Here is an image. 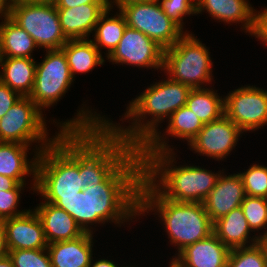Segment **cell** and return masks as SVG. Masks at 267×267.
Wrapping results in <instances>:
<instances>
[{
    "label": "cell",
    "instance_id": "6da1fadb",
    "mask_svg": "<svg viewBox=\"0 0 267 267\" xmlns=\"http://www.w3.org/2000/svg\"><path fill=\"white\" fill-rule=\"evenodd\" d=\"M82 105L72 119L53 123L60 128L56 140L82 165L85 188L101 183L135 148L107 122L108 117Z\"/></svg>",
    "mask_w": 267,
    "mask_h": 267
},
{
    "label": "cell",
    "instance_id": "7a4b0ae2",
    "mask_svg": "<svg viewBox=\"0 0 267 267\" xmlns=\"http://www.w3.org/2000/svg\"><path fill=\"white\" fill-rule=\"evenodd\" d=\"M190 90L189 86L173 81L167 76L164 80L147 86V89L129 102L120 120L130 119L127 121L129 122L128 127L125 128V125L123 127L120 123H114L109 118L107 122L121 135L124 141L134 148L140 149L159 131L160 123L169 119L171 114L179 108L186 106Z\"/></svg>",
    "mask_w": 267,
    "mask_h": 267
},
{
    "label": "cell",
    "instance_id": "3957f363",
    "mask_svg": "<svg viewBox=\"0 0 267 267\" xmlns=\"http://www.w3.org/2000/svg\"><path fill=\"white\" fill-rule=\"evenodd\" d=\"M143 179V159L134 149L101 183L91 187L92 215L96 225L133 222L139 215V190Z\"/></svg>",
    "mask_w": 267,
    "mask_h": 267
},
{
    "label": "cell",
    "instance_id": "277c9868",
    "mask_svg": "<svg viewBox=\"0 0 267 267\" xmlns=\"http://www.w3.org/2000/svg\"><path fill=\"white\" fill-rule=\"evenodd\" d=\"M140 154L143 177L163 197L175 202L202 203L222 173L191 164L176 166L174 150Z\"/></svg>",
    "mask_w": 267,
    "mask_h": 267
},
{
    "label": "cell",
    "instance_id": "5b68a950",
    "mask_svg": "<svg viewBox=\"0 0 267 267\" xmlns=\"http://www.w3.org/2000/svg\"><path fill=\"white\" fill-rule=\"evenodd\" d=\"M149 212L158 215L170 244L177 246L178 253L213 233V222L203 203L171 201L143 177L139 190V215Z\"/></svg>",
    "mask_w": 267,
    "mask_h": 267
},
{
    "label": "cell",
    "instance_id": "8992f818",
    "mask_svg": "<svg viewBox=\"0 0 267 267\" xmlns=\"http://www.w3.org/2000/svg\"><path fill=\"white\" fill-rule=\"evenodd\" d=\"M82 183V165L57 140L39 153L35 192L45 202L77 195Z\"/></svg>",
    "mask_w": 267,
    "mask_h": 267
},
{
    "label": "cell",
    "instance_id": "52a82bcc",
    "mask_svg": "<svg viewBox=\"0 0 267 267\" xmlns=\"http://www.w3.org/2000/svg\"><path fill=\"white\" fill-rule=\"evenodd\" d=\"M213 63L209 48L192 32L185 33L173 46L164 49L165 76L191 89L212 84Z\"/></svg>",
    "mask_w": 267,
    "mask_h": 267
},
{
    "label": "cell",
    "instance_id": "ba28073f",
    "mask_svg": "<svg viewBox=\"0 0 267 267\" xmlns=\"http://www.w3.org/2000/svg\"><path fill=\"white\" fill-rule=\"evenodd\" d=\"M43 111L28 97L21 98L0 119V142H17L34 145V153H40L56 140L51 138ZM38 141V142H37ZM34 143V144H33Z\"/></svg>",
    "mask_w": 267,
    "mask_h": 267
},
{
    "label": "cell",
    "instance_id": "9c48e42d",
    "mask_svg": "<svg viewBox=\"0 0 267 267\" xmlns=\"http://www.w3.org/2000/svg\"><path fill=\"white\" fill-rule=\"evenodd\" d=\"M8 16L33 38L39 49L58 50L68 41L54 3L14 1Z\"/></svg>",
    "mask_w": 267,
    "mask_h": 267
},
{
    "label": "cell",
    "instance_id": "30bf717a",
    "mask_svg": "<svg viewBox=\"0 0 267 267\" xmlns=\"http://www.w3.org/2000/svg\"><path fill=\"white\" fill-rule=\"evenodd\" d=\"M73 82L63 50H46L44 59L36 61L34 85L28 97L45 113L65 96Z\"/></svg>",
    "mask_w": 267,
    "mask_h": 267
},
{
    "label": "cell",
    "instance_id": "8fae6325",
    "mask_svg": "<svg viewBox=\"0 0 267 267\" xmlns=\"http://www.w3.org/2000/svg\"><path fill=\"white\" fill-rule=\"evenodd\" d=\"M128 27L144 33L163 49L173 46L185 33L162 10L158 1H142L122 7Z\"/></svg>",
    "mask_w": 267,
    "mask_h": 267
},
{
    "label": "cell",
    "instance_id": "7c38bea8",
    "mask_svg": "<svg viewBox=\"0 0 267 267\" xmlns=\"http://www.w3.org/2000/svg\"><path fill=\"white\" fill-rule=\"evenodd\" d=\"M224 114L243 132L267 125V90L245 85L224 96Z\"/></svg>",
    "mask_w": 267,
    "mask_h": 267
},
{
    "label": "cell",
    "instance_id": "4fadbf2b",
    "mask_svg": "<svg viewBox=\"0 0 267 267\" xmlns=\"http://www.w3.org/2000/svg\"><path fill=\"white\" fill-rule=\"evenodd\" d=\"M106 59L112 64L163 71L164 49L144 33L127 26L122 39Z\"/></svg>",
    "mask_w": 267,
    "mask_h": 267
},
{
    "label": "cell",
    "instance_id": "5bb4252c",
    "mask_svg": "<svg viewBox=\"0 0 267 267\" xmlns=\"http://www.w3.org/2000/svg\"><path fill=\"white\" fill-rule=\"evenodd\" d=\"M244 132L225 114L218 120L204 124L199 133L188 144L191 151L198 155L224 160L235 149L239 137Z\"/></svg>",
    "mask_w": 267,
    "mask_h": 267
},
{
    "label": "cell",
    "instance_id": "9a60e30c",
    "mask_svg": "<svg viewBox=\"0 0 267 267\" xmlns=\"http://www.w3.org/2000/svg\"><path fill=\"white\" fill-rule=\"evenodd\" d=\"M167 121V128H165V131L162 133V135L160 131H157L139 149L140 153H159L173 151V145H171V148L170 144H168V136L179 138L183 141L185 139L188 145L204 126L201 120L197 118V116L186 106H183L172 113Z\"/></svg>",
    "mask_w": 267,
    "mask_h": 267
},
{
    "label": "cell",
    "instance_id": "2e32d148",
    "mask_svg": "<svg viewBox=\"0 0 267 267\" xmlns=\"http://www.w3.org/2000/svg\"><path fill=\"white\" fill-rule=\"evenodd\" d=\"M2 223L8 250L47 248L42 222L34 209H27L24 214L3 220Z\"/></svg>",
    "mask_w": 267,
    "mask_h": 267
},
{
    "label": "cell",
    "instance_id": "e0dca14e",
    "mask_svg": "<svg viewBox=\"0 0 267 267\" xmlns=\"http://www.w3.org/2000/svg\"><path fill=\"white\" fill-rule=\"evenodd\" d=\"M224 172L202 202L212 222L240 207L246 196L239 172L228 176Z\"/></svg>",
    "mask_w": 267,
    "mask_h": 267
},
{
    "label": "cell",
    "instance_id": "ac0fdd59",
    "mask_svg": "<svg viewBox=\"0 0 267 267\" xmlns=\"http://www.w3.org/2000/svg\"><path fill=\"white\" fill-rule=\"evenodd\" d=\"M203 11L224 24L241 23L245 33L252 37L255 34L257 10L249 0H196V14Z\"/></svg>",
    "mask_w": 267,
    "mask_h": 267
},
{
    "label": "cell",
    "instance_id": "d6986e66",
    "mask_svg": "<svg viewBox=\"0 0 267 267\" xmlns=\"http://www.w3.org/2000/svg\"><path fill=\"white\" fill-rule=\"evenodd\" d=\"M229 252L230 249L212 233L176 252L172 260L176 267H227Z\"/></svg>",
    "mask_w": 267,
    "mask_h": 267
},
{
    "label": "cell",
    "instance_id": "ffe728a7",
    "mask_svg": "<svg viewBox=\"0 0 267 267\" xmlns=\"http://www.w3.org/2000/svg\"><path fill=\"white\" fill-rule=\"evenodd\" d=\"M108 3H88L72 8H57L60 24L68 40L89 39Z\"/></svg>",
    "mask_w": 267,
    "mask_h": 267
},
{
    "label": "cell",
    "instance_id": "44dd1931",
    "mask_svg": "<svg viewBox=\"0 0 267 267\" xmlns=\"http://www.w3.org/2000/svg\"><path fill=\"white\" fill-rule=\"evenodd\" d=\"M31 145L17 142H0V174L15 179L19 184H27L26 177L32 175L30 190L36 188V164L39 153L27 159Z\"/></svg>",
    "mask_w": 267,
    "mask_h": 267
},
{
    "label": "cell",
    "instance_id": "7402d4cb",
    "mask_svg": "<svg viewBox=\"0 0 267 267\" xmlns=\"http://www.w3.org/2000/svg\"><path fill=\"white\" fill-rule=\"evenodd\" d=\"M38 205L34 211L42 222L48 244L73 240L85 233L68 212L55 204L42 201Z\"/></svg>",
    "mask_w": 267,
    "mask_h": 267
},
{
    "label": "cell",
    "instance_id": "603a6c76",
    "mask_svg": "<svg viewBox=\"0 0 267 267\" xmlns=\"http://www.w3.org/2000/svg\"><path fill=\"white\" fill-rule=\"evenodd\" d=\"M93 234L85 232L73 240L48 244L52 267H89L93 258Z\"/></svg>",
    "mask_w": 267,
    "mask_h": 267
},
{
    "label": "cell",
    "instance_id": "cb8c5ba5",
    "mask_svg": "<svg viewBox=\"0 0 267 267\" xmlns=\"http://www.w3.org/2000/svg\"><path fill=\"white\" fill-rule=\"evenodd\" d=\"M247 219L241 207L213 222V233L229 249L248 247L259 243L258 234H251Z\"/></svg>",
    "mask_w": 267,
    "mask_h": 267
},
{
    "label": "cell",
    "instance_id": "d4e9b609",
    "mask_svg": "<svg viewBox=\"0 0 267 267\" xmlns=\"http://www.w3.org/2000/svg\"><path fill=\"white\" fill-rule=\"evenodd\" d=\"M0 58H33V38L8 15H0Z\"/></svg>",
    "mask_w": 267,
    "mask_h": 267
},
{
    "label": "cell",
    "instance_id": "484cf974",
    "mask_svg": "<svg viewBox=\"0 0 267 267\" xmlns=\"http://www.w3.org/2000/svg\"><path fill=\"white\" fill-rule=\"evenodd\" d=\"M0 81L21 96L32 92L36 61L34 58H0Z\"/></svg>",
    "mask_w": 267,
    "mask_h": 267
},
{
    "label": "cell",
    "instance_id": "4316f807",
    "mask_svg": "<svg viewBox=\"0 0 267 267\" xmlns=\"http://www.w3.org/2000/svg\"><path fill=\"white\" fill-rule=\"evenodd\" d=\"M66 55L73 79L76 74L92 71L95 66L106 62L95 44L90 39L68 40L61 48Z\"/></svg>",
    "mask_w": 267,
    "mask_h": 267
},
{
    "label": "cell",
    "instance_id": "83f0119b",
    "mask_svg": "<svg viewBox=\"0 0 267 267\" xmlns=\"http://www.w3.org/2000/svg\"><path fill=\"white\" fill-rule=\"evenodd\" d=\"M110 11H112V9L107 8L99 17L92 35L94 39H90L100 52L102 49L106 50V53L104 52L106 57L116 48L127 27L125 18L120 11H117L113 16H109L111 15Z\"/></svg>",
    "mask_w": 267,
    "mask_h": 267
},
{
    "label": "cell",
    "instance_id": "f1b7e54d",
    "mask_svg": "<svg viewBox=\"0 0 267 267\" xmlns=\"http://www.w3.org/2000/svg\"><path fill=\"white\" fill-rule=\"evenodd\" d=\"M211 87L191 89L186 107L201 120L203 124L218 120L224 115V96H219Z\"/></svg>",
    "mask_w": 267,
    "mask_h": 267
},
{
    "label": "cell",
    "instance_id": "f546056e",
    "mask_svg": "<svg viewBox=\"0 0 267 267\" xmlns=\"http://www.w3.org/2000/svg\"><path fill=\"white\" fill-rule=\"evenodd\" d=\"M54 204L68 212L84 232L93 233L96 229V215H92L91 187H85L75 196L60 197Z\"/></svg>",
    "mask_w": 267,
    "mask_h": 267
},
{
    "label": "cell",
    "instance_id": "4dcf8cb0",
    "mask_svg": "<svg viewBox=\"0 0 267 267\" xmlns=\"http://www.w3.org/2000/svg\"><path fill=\"white\" fill-rule=\"evenodd\" d=\"M227 267H267V254L260 243L230 249Z\"/></svg>",
    "mask_w": 267,
    "mask_h": 267
},
{
    "label": "cell",
    "instance_id": "1f68e13d",
    "mask_svg": "<svg viewBox=\"0 0 267 267\" xmlns=\"http://www.w3.org/2000/svg\"><path fill=\"white\" fill-rule=\"evenodd\" d=\"M247 219L248 226L251 231L257 232L260 238L267 230V198L245 196V199L240 206Z\"/></svg>",
    "mask_w": 267,
    "mask_h": 267
},
{
    "label": "cell",
    "instance_id": "d6a6232c",
    "mask_svg": "<svg viewBox=\"0 0 267 267\" xmlns=\"http://www.w3.org/2000/svg\"><path fill=\"white\" fill-rule=\"evenodd\" d=\"M239 174L246 195L267 198V166L253 163L246 171H240Z\"/></svg>",
    "mask_w": 267,
    "mask_h": 267
},
{
    "label": "cell",
    "instance_id": "836d02e7",
    "mask_svg": "<svg viewBox=\"0 0 267 267\" xmlns=\"http://www.w3.org/2000/svg\"><path fill=\"white\" fill-rule=\"evenodd\" d=\"M14 267H52L47 248L9 250Z\"/></svg>",
    "mask_w": 267,
    "mask_h": 267
},
{
    "label": "cell",
    "instance_id": "e575fe53",
    "mask_svg": "<svg viewBox=\"0 0 267 267\" xmlns=\"http://www.w3.org/2000/svg\"><path fill=\"white\" fill-rule=\"evenodd\" d=\"M164 13L184 31L183 17L196 14V0H158Z\"/></svg>",
    "mask_w": 267,
    "mask_h": 267
},
{
    "label": "cell",
    "instance_id": "d590c367",
    "mask_svg": "<svg viewBox=\"0 0 267 267\" xmlns=\"http://www.w3.org/2000/svg\"><path fill=\"white\" fill-rule=\"evenodd\" d=\"M26 184H18L14 189L0 190V222L3 220L24 214L27 210H18L22 194Z\"/></svg>",
    "mask_w": 267,
    "mask_h": 267
},
{
    "label": "cell",
    "instance_id": "8d00e7d4",
    "mask_svg": "<svg viewBox=\"0 0 267 267\" xmlns=\"http://www.w3.org/2000/svg\"><path fill=\"white\" fill-rule=\"evenodd\" d=\"M21 98V95L0 81V119Z\"/></svg>",
    "mask_w": 267,
    "mask_h": 267
},
{
    "label": "cell",
    "instance_id": "74e56055",
    "mask_svg": "<svg viewBox=\"0 0 267 267\" xmlns=\"http://www.w3.org/2000/svg\"><path fill=\"white\" fill-rule=\"evenodd\" d=\"M254 37L257 38L258 41H262L263 45L267 46V7L257 11Z\"/></svg>",
    "mask_w": 267,
    "mask_h": 267
},
{
    "label": "cell",
    "instance_id": "f35d334b",
    "mask_svg": "<svg viewBox=\"0 0 267 267\" xmlns=\"http://www.w3.org/2000/svg\"><path fill=\"white\" fill-rule=\"evenodd\" d=\"M88 3H108V0H56L54 5L56 8H72Z\"/></svg>",
    "mask_w": 267,
    "mask_h": 267
},
{
    "label": "cell",
    "instance_id": "ab89813d",
    "mask_svg": "<svg viewBox=\"0 0 267 267\" xmlns=\"http://www.w3.org/2000/svg\"><path fill=\"white\" fill-rule=\"evenodd\" d=\"M8 248L6 243V232L3 223L0 222V259L8 255Z\"/></svg>",
    "mask_w": 267,
    "mask_h": 267
},
{
    "label": "cell",
    "instance_id": "60d3db41",
    "mask_svg": "<svg viewBox=\"0 0 267 267\" xmlns=\"http://www.w3.org/2000/svg\"><path fill=\"white\" fill-rule=\"evenodd\" d=\"M19 183L10 177L0 174V190L7 191L14 189Z\"/></svg>",
    "mask_w": 267,
    "mask_h": 267
},
{
    "label": "cell",
    "instance_id": "b9f144b4",
    "mask_svg": "<svg viewBox=\"0 0 267 267\" xmlns=\"http://www.w3.org/2000/svg\"><path fill=\"white\" fill-rule=\"evenodd\" d=\"M142 1H158V0H108V8L113 9L114 6L115 7L117 6L116 8L120 10L122 7Z\"/></svg>",
    "mask_w": 267,
    "mask_h": 267
},
{
    "label": "cell",
    "instance_id": "7bdbcfd3",
    "mask_svg": "<svg viewBox=\"0 0 267 267\" xmlns=\"http://www.w3.org/2000/svg\"><path fill=\"white\" fill-rule=\"evenodd\" d=\"M94 261L93 258L91 260V263L89 265V267H119L118 264H116L113 260H108V259H99L95 262H92ZM121 267V266H120ZM124 267V266H122Z\"/></svg>",
    "mask_w": 267,
    "mask_h": 267
},
{
    "label": "cell",
    "instance_id": "ee69618b",
    "mask_svg": "<svg viewBox=\"0 0 267 267\" xmlns=\"http://www.w3.org/2000/svg\"><path fill=\"white\" fill-rule=\"evenodd\" d=\"M14 0H0V15H8Z\"/></svg>",
    "mask_w": 267,
    "mask_h": 267
},
{
    "label": "cell",
    "instance_id": "f6af8a7d",
    "mask_svg": "<svg viewBox=\"0 0 267 267\" xmlns=\"http://www.w3.org/2000/svg\"><path fill=\"white\" fill-rule=\"evenodd\" d=\"M0 267H14L13 261L9 255L0 259Z\"/></svg>",
    "mask_w": 267,
    "mask_h": 267
},
{
    "label": "cell",
    "instance_id": "bcb514c9",
    "mask_svg": "<svg viewBox=\"0 0 267 267\" xmlns=\"http://www.w3.org/2000/svg\"><path fill=\"white\" fill-rule=\"evenodd\" d=\"M259 243L263 246L265 253L267 254V230L265 233L259 238Z\"/></svg>",
    "mask_w": 267,
    "mask_h": 267
},
{
    "label": "cell",
    "instance_id": "7dc6e473",
    "mask_svg": "<svg viewBox=\"0 0 267 267\" xmlns=\"http://www.w3.org/2000/svg\"><path fill=\"white\" fill-rule=\"evenodd\" d=\"M56 0H37V2H42V3H54Z\"/></svg>",
    "mask_w": 267,
    "mask_h": 267
},
{
    "label": "cell",
    "instance_id": "c3c4849f",
    "mask_svg": "<svg viewBox=\"0 0 267 267\" xmlns=\"http://www.w3.org/2000/svg\"><path fill=\"white\" fill-rule=\"evenodd\" d=\"M170 261L171 262H168L169 263V267H176L174 261L172 259Z\"/></svg>",
    "mask_w": 267,
    "mask_h": 267
},
{
    "label": "cell",
    "instance_id": "681fc988",
    "mask_svg": "<svg viewBox=\"0 0 267 267\" xmlns=\"http://www.w3.org/2000/svg\"><path fill=\"white\" fill-rule=\"evenodd\" d=\"M15 2H22V1H30V2H37V0H14Z\"/></svg>",
    "mask_w": 267,
    "mask_h": 267
}]
</instances>
